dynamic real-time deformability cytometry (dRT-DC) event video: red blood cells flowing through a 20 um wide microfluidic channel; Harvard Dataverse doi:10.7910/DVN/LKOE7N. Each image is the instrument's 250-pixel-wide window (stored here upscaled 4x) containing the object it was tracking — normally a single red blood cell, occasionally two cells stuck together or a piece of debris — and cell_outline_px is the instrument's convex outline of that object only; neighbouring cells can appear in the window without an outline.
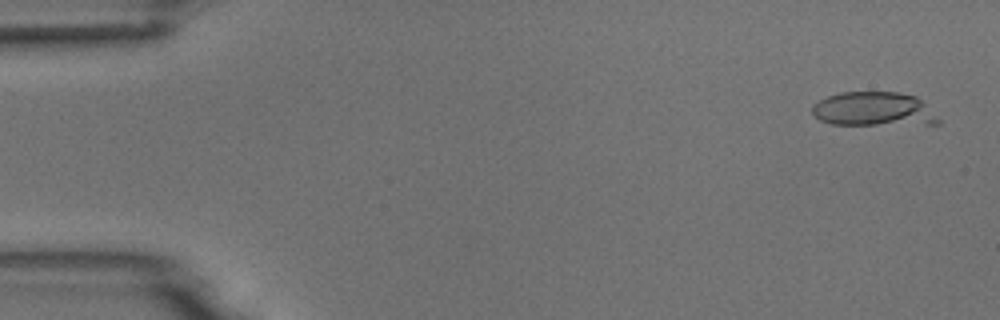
{"species": "common noctule bat (a hibernating species)", "species_latin": "Nyctalus noctula", "temperature_condition": "room temperature", "stored_images_in_passage": 4, "camera_frame_rate_fps": 3000, "um_per_image_px": 0.085, "animal": {"sex": "male", "body_mass_g": 18.8}, "frame": {"image": 1, "passage_image": 1, "time_ms": 0.0, "image_size_px": [1000, 320], "cell_outline_px": [[940, 124], [832, 124], [820, 120], [812, 112], [812, 104], [828, 96], [840, 92], [896, 92], [916, 96], [940, 120]], "centroid_in_image_um": [74.24, 9.27], "position_along_channel_um": 10.8, "area_um2": 24.8}}
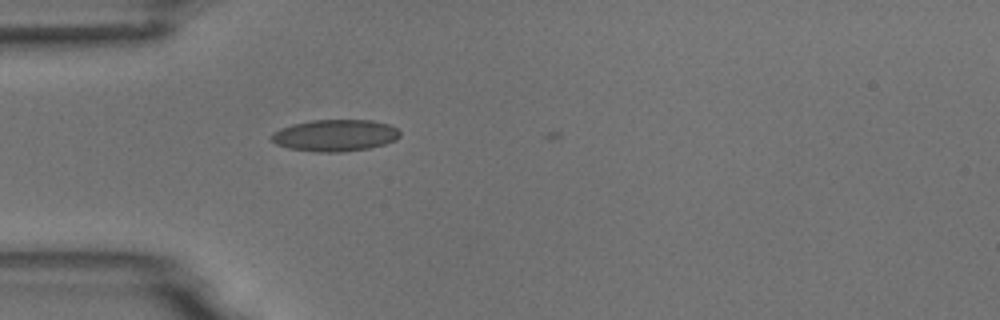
{"frame": {"image": 2, "passage_image": 4, "time_ms": 4.333, "image_size_px": [1000, 320], "cell_outline_px": [[400, 136], [396, 140], [384, 144], [368, 148], [344, 152], [316, 152], [288, 148], [276, 144], [272, 140], [272, 132], [280, 128], [292, 124], [312, 120], [372, 120], [388, 124], [396, 128], [400, 132]], "centroid_in_image_um": [28.48, 11.51], "position_along_channel_um": 56.5, "area_um2": 23.81}}